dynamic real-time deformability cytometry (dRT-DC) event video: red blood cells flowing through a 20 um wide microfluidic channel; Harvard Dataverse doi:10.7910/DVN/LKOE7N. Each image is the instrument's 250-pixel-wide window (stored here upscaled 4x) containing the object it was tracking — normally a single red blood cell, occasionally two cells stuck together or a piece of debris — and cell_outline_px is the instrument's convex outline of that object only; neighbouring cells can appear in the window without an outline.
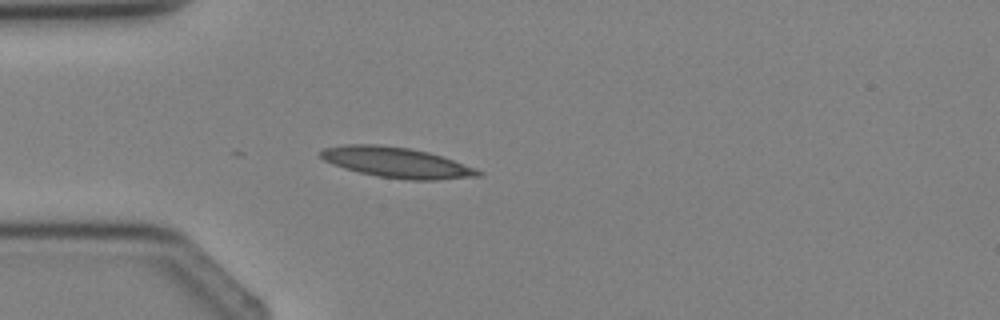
{"species": "Egyptian fruit bat (a non-hibernating species)", "species_latin": "Rousettus aegyptiacus", "temperature_condition": "cold", "stored_images_in_passage": 3, "camera_frame_rate_fps": 3000, "um_per_image_px": 0.085, "animal": {"sex": "female"}, "frame": {"image": 1, "passage_image": 3, "time_ms": 2.333, "image_size_px": [1000, 320], "cell_outline_px": [[484, 172], [480, 176], [440, 180], [408, 180], [376, 176], [344, 168], [324, 160], [316, 152], [324, 148], [344, 144], [376, 144], [408, 148], [428, 152], [476, 168]], "centroid_in_image_um": [33.69, 13.81], "position_along_channel_um": 51.3, "area_um2": 27.92}}